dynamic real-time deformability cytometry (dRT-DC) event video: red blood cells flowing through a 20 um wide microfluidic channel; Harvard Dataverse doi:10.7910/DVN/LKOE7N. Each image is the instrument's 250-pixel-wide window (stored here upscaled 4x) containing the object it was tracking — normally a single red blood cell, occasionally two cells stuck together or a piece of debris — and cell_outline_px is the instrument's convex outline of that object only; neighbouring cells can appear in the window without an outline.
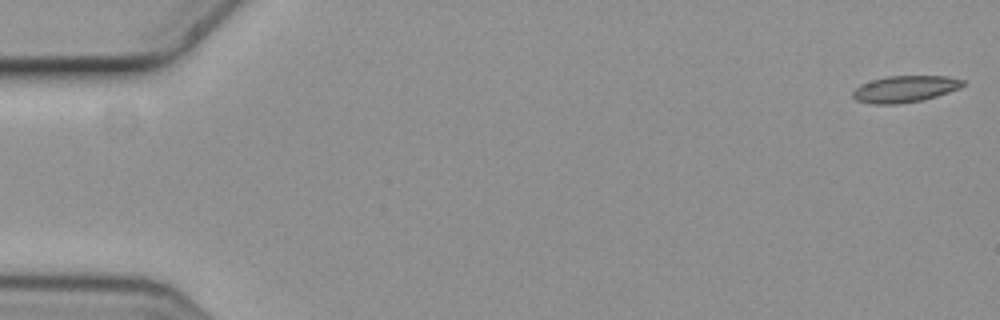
{"species": "common noctule bat (a hibernating species)", "species_latin": "Nyctalus noctula", "temperature_condition": "cold", "stored_images_in_passage": 7, "camera_frame_rate_fps": 3000, "um_per_image_px": 0.085, "animal": {"sex": "female", "body_mass_g": 19.3, "forearm_length_mm": 54.1}, "frame": {"image": 1, "passage_image": 1, "time_ms": 0.0, "image_size_px": [1000, 320], "cell_outline_px": [[968, 84], [960, 88], [924, 100], [896, 104], [872, 104], [856, 100], [852, 96], [852, 92], [860, 84], [872, 80], [888, 76], [948, 76], [964, 80]], "centroid_in_image_um": [76.94, 7.56], "position_along_channel_um": 8.1, "area_um2": 17.17}}